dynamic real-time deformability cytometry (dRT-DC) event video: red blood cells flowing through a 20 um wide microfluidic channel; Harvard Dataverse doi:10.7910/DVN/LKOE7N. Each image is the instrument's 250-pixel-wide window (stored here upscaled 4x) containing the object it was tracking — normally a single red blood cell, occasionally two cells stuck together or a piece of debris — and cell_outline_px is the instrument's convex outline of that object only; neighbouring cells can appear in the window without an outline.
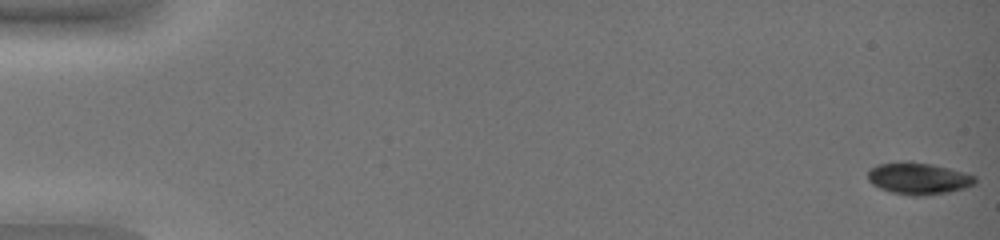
{"species": "common noctule bat (a hibernating species)", "species_latin": "Nyctalus noctula", "temperature_condition": "warm", "stored_images_in_passage": 51, "camera_frame_rate_fps": 3000, "um_per_image_px": 0.085, "animal": {"sex": "female", "body_mass_g": 19.0, "forearm_length_mm": 51.5}, "frame": {"image": 1, "passage_image": 1, "time_ms": 0.0, "image_size_px": [1000, 240], "cell_outline_px": [[976, 184], [964, 188], [948, 192], [924, 196], [912, 196], [892, 192], [880, 188], [872, 184], [868, 180], [868, 168], [876, 164], [904, 160], [908, 160], [932, 164], [964, 172], [976, 176]], "centroid_in_image_um": [78.04, 15.15], "position_along_channel_um": 7.0, "area_um2": 20.23}}
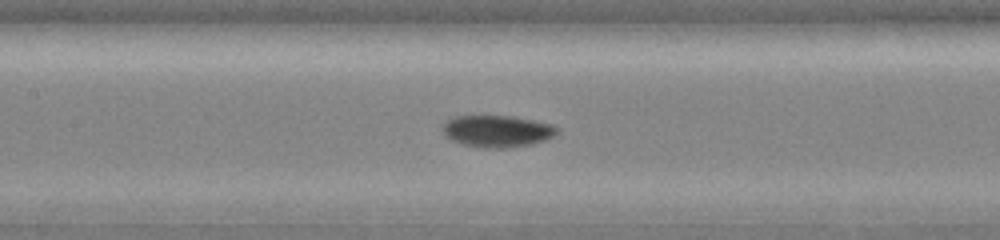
{"frame": {"image": 2, "passage_image": 27, "time_ms": 8.667, "image_size_px": [1000, 240], "cell_outline_px": [[560, 128], [552, 136], [544, 140], [532, 144], [508, 148], [480, 148], [464, 144], [452, 140], [444, 136], [440, 128], [448, 120], [456, 116], [516, 116], [552, 124]], "centroid_in_image_um": [42.24, 11.15], "position_along_channel_um": 165.2, "area_um2": 21.39}}
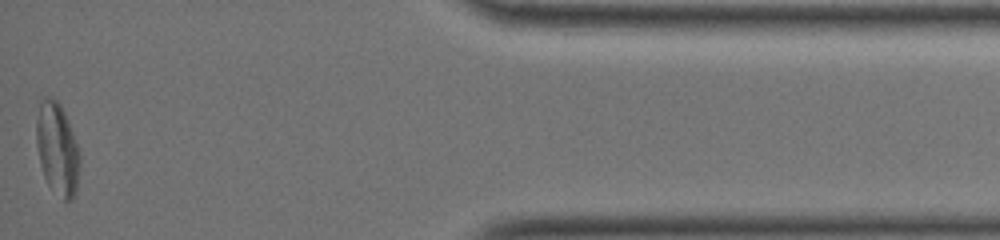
{"frame": {"image": 3, "passage_image": 51, "time_ms": 16.667, "image_size_px": [1000, 240], "cell_outline_px": [[80, 164], [76, 192], [72, 200], [64, 200], [48, 184], [44, 176], [40, 164], [36, 144], [36, 120], [40, 100], [44, 96], [52, 96], [60, 104], [68, 120], [80, 152]], "centroid_in_image_um": [4.87, 12.62], "position_along_channel_um": 430.3, "area_um2": 23.52}, "authors_computed_cell_mechanics": {"area_um2": 20.4612, "velocity_mm_per_s": 3.9024, "shape_relaxation_time_tau1_ms": 3.648, "shape_relaxation_time_tau2_ms": null, "deformation_change_tau1": 0.1329, "deformation_change_tau2": null}}